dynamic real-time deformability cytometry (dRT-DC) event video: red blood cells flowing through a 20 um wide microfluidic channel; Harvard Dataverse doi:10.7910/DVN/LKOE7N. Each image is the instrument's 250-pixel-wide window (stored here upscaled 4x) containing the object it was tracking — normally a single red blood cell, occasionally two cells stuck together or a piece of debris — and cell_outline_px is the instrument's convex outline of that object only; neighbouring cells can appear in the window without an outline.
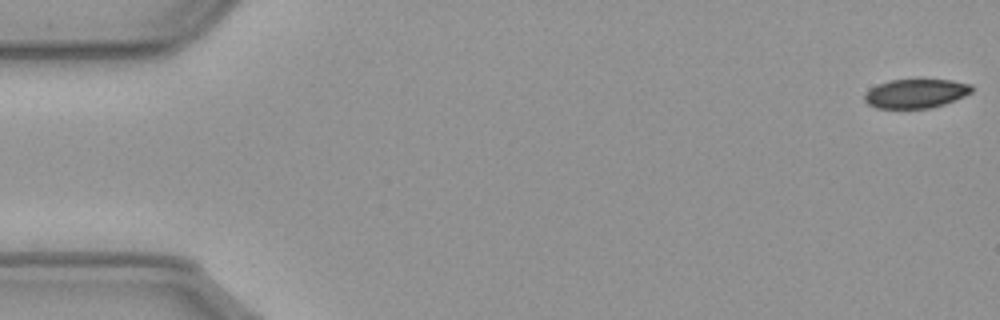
{"species": "common noctule bat (a hibernating species)", "species_latin": "Nyctalus noctula", "temperature_condition": "cold", "stored_images_in_passage": 8, "camera_frame_rate_fps": 3000, "um_per_image_px": 0.085, "animal": {"sex": "male", "body_mass_g": 23.1, "forearm_length_mm": 52.7}, "frame": {"image": 1, "passage_image": 1, "time_ms": 0.0, "image_size_px": [1000, 320], "cell_outline_px": [[972, 92], [964, 96], [944, 104], [932, 108], [876, 108], [868, 104], [864, 100], [864, 96], [876, 84], [888, 80], [952, 80], [972, 84]], "centroid_in_image_um": [77.85, 7.95], "position_along_channel_um": 7.1, "area_um2": 18.09}}